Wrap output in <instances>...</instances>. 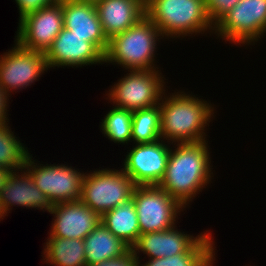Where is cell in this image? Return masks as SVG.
Segmentation results:
<instances>
[{
    "label": "cell",
    "mask_w": 266,
    "mask_h": 266,
    "mask_svg": "<svg viewBox=\"0 0 266 266\" xmlns=\"http://www.w3.org/2000/svg\"><path fill=\"white\" fill-rule=\"evenodd\" d=\"M218 37L234 44H251L266 33V0H240L215 25Z\"/></svg>",
    "instance_id": "obj_8"
},
{
    "label": "cell",
    "mask_w": 266,
    "mask_h": 266,
    "mask_svg": "<svg viewBox=\"0 0 266 266\" xmlns=\"http://www.w3.org/2000/svg\"><path fill=\"white\" fill-rule=\"evenodd\" d=\"M46 70L44 52L25 49L15 42L13 49L0 56V88L9 96L11 91L31 85Z\"/></svg>",
    "instance_id": "obj_11"
},
{
    "label": "cell",
    "mask_w": 266,
    "mask_h": 266,
    "mask_svg": "<svg viewBox=\"0 0 266 266\" xmlns=\"http://www.w3.org/2000/svg\"><path fill=\"white\" fill-rule=\"evenodd\" d=\"M92 266H139V263L130 248L124 255Z\"/></svg>",
    "instance_id": "obj_28"
},
{
    "label": "cell",
    "mask_w": 266,
    "mask_h": 266,
    "mask_svg": "<svg viewBox=\"0 0 266 266\" xmlns=\"http://www.w3.org/2000/svg\"><path fill=\"white\" fill-rule=\"evenodd\" d=\"M34 161L36 160L29 154L24 169H27L35 185L48 197L52 205L80 200L84 172L80 173L72 166L62 164L38 166Z\"/></svg>",
    "instance_id": "obj_9"
},
{
    "label": "cell",
    "mask_w": 266,
    "mask_h": 266,
    "mask_svg": "<svg viewBox=\"0 0 266 266\" xmlns=\"http://www.w3.org/2000/svg\"><path fill=\"white\" fill-rule=\"evenodd\" d=\"M211 233L204 236L187 252L174 256L151 258L141 266H208L215 260V246ZM214 246V247H213ZM139 265V266H140Z\"/></svg>",
    "instance_id": "obj_22"
},
{
    "label": "cell",
    "mask_w": 266,
    "mask_h": 266,
    "mask_svg": "<svg viewBox=\"0 0 266 266\" xmlns=\"http://www.w3.org/2000/svg\"><path fill=\"white\" fill-rule=\"evenodd\" d=\"M160 36V38H159ZM159 29L145 15L126 31L109 40L104 63L121 65L129 70H155L154 57Z\"/></svg>",
    "instance_id": "obj_4"
},
{
    "label": "cell",
    "mask_w": 266,
    "mask_h": 266,
    "mask_svg": "<svg viewBox=\"0 0 266 266\" xmlns=\"http://www.w3.org/2000/svg\"><path fill=\"white\" fill-rule=\"evenodd\" d=\"M176 146L170 150L165 174L158 186L185 208L211 181L210 150L206 140Z\"/></svg>",
    "instance_id": "obj_1"
},
{
    "label": "cell",
    "mask_w": 266,
    "mask_h": 266,
    "mask_svg": "<svg viewBox=\"0 0 266 266\" xmlns=\"http://www.w3.org/2000/svg\"><path fill=\"white\" fill-rule=\"evenodd\" d=\"M20 172L21 175L17 171L10 172L4 186L0 189V203L3 207L4 216L12 210L10 207L13 205L49 212L53 205L48 197L35 185L24 168Z\"/></svg>",
    "instance_id": "obj_17"
},
{
    "label": "cell",
    "mask_w": 266,
    "mask_h": 266,
    "mask_svg": "<svg viewBox=\"0 0 266 266\" xmlns=\"http://www.w3.org/2000/svg\"><path fill=\"white\" fill-rule=\"evenodd\" d=\"M20 142L7 122L0 124V167L10 172L24 168L25 160L30 153Z\"/></svg>",
    "instance_id": "obj_24"
},
{
    "label": "cell",
    "mask_w": 266,
    "mask_h": 266,
    "mask_svg": "<svg viewBox=\"0 0 266 266\" xmlns=\"http://www.w3.org/2000/svg\"><path fill=\"white\" fill-rule=\"evenodd\" d=\"M160 101V128L163 140L175 144L206 140L204 129L214 114L211 104L196 98L195 95H187L184 91L172 93L167 97L164 91Z\"/></svg>",
    "instance_id": "obj_2"
},
{
    "label": "cell",
    "mask_w": 266,
    "mask_h": 266,
    "mask_svg": "<svg viewBox=\"0 0 266 266\" xmlns=\"http://www.w3.org/2000/svg\"><path fill=\"white\" fill-rule=\"evenodd\" d=\"M109 90V100L117 108L140 110L159 104L164 89V80L159 70H128ZM161 74V75H160Z\"/></svg>",
    "instance_id": "obj_7"
},
{
    "label": "cell",
    "mask_w": 266,
    "mask_h": 266,
    "mask_svg": "<svg viewBox=\"0 0 266 266\" xmlns=\"http://www.w3.org/2000/svg\"><path fill=\"white\" fill-rule=\"evenodd\" d=\"M101 222L130 248L140 236L138 216L133 198L105 212L101 216Z\"/></svg>",
    "instance_id": "obj_20"
},
{
    "label": "cell",
    "mask_w": 266,
    "mask_h": 266,
    "mask_svg": "<svg viewBox=\"0 0 266 266\" xmlns=\"http://www.w3.org/2000/svg\"><path fill=\"white\" fill-rule=\"evenodd\" d=\"M49 213L55 214L50 237L83 240L101 222V216L80 200L55 204Z\"/></svg>",
    "instance_id": "obj_14"
},
{
    "label": "cell",
    "mask_w": 266,
    "mask_h": 266,
    "mask_svg": "<svg viewBox=\"0 0 266 266\" xmlns=\"http://www.w3.org/2000/svg\"><path fill=\"white\" fill-rule=\"evenodd\" d=\"M240 0H205L210 21L215 25Z\"/></svg>",
    "instance_id": "obj_26"
},
{
    "label": "cell",
    "mask_w": 266,
    "mask_h": 266,
    "mask_svg": "<svg viewBox=\"0 0 266 266\" xmlns=\"http://www.w3.org/2000/svg\"><path fill=\"white\" fill-rule=\"evenodd\" d=\"M18 24L15 41L25 49L45 53L64 28L62 0L26 14Z\"/></svg>",
    "instance_id": "obj_10"
},
{
    "label": "cell",
    "mask_w": 266,
    "mask_h": 266,
    "mask_svg": "<svg viewBox=\"0 0 266 266\" xmlns=\"http://www.w3.org/2000/svg\"><path fill=\"white\" fill-rule=\"evenodd\" d=\"M8 96L3 90L0 88V124L9 122L7 117V106H8Z\"/></svg>",
    "instance_id": "obj_29"
},
{
    "label": "cell",
    "mask_w": 266,
    "mask_h": 266,
    "mask_svg": "<svg viewBox=\"0 0 266 266\" xmlns=\"http://www.w3.org/2000/svg\"><path fill=\"white\" fill-rule=\"evenodd\" d=\"M48 68L104 64V54L85 38L63 28L44 53Z\"/></svg>",
    "instance_id": "obj_13"
},
{
    "label": "cell",
    "mask_w": 266,
    "mask_h": 266,
    "mask_svg": "<svg viewBox=\"0 0 266 266\" xmlns=\"http://www.w3.org/2000/svg\"><path fill=\"white\" fill-rule=\"evenodd\" d=\"M9 173V170L0 167V189L4 186L5 180Z\"/></svg>",
    "instance_id": "obj_30"
},
{
    "label": "cell",
    "mask_w": 266,
    "mask_h": 266,
    "mask_svg": "<svg viewBox=\"0 0 266 266\" xmlns=\"http://www.w3.org/2000/svg\"><path fill=\"white\" fill-rule=\"evenodd\" d=\"M113 108L102 119V133L114 143L128 144L132 136L133 111L115 106Z\"/></svg>",
    "instance_id": "obj_25"
},
{
    "label": "cell",
    "mask_w": 266,
    "mask_h": 266,
    "mask_svg": "<svg viewBox=\"0 0 266 266\" xmlns=\"http://www.w3.org/2000/svg\"><path fill=\"white\" fill-rule=\"evenodd\" d=\"M86 266L124 255L130 247L109 231L102 222L84 239Z\"/></svg>",
    "instance_id": "obj_19"
},
{
    "label": "cell",
    "mask_w": 266,
    "mask_h": 266,
    "mask_svg": "<svg viewBox=\"0 0 266 266\" xmlns=\"http://www.w3.org/2000/svg\"><path fill=\"white\" fill-rule=\"evenodd\" d=\"M94 4L108 40L145 16V0H99Z\"/></svg>",
    "instance_id": "obj_18"
},
{
    "label": "cell",
    "mask_w": 266,
    "mask_h": 266,
    "mask_svg": "<svg viewBox=\"0 0 266 266\" xmlns=\"http://www.w3.org/2000/svg\"><path fill=\"white\" fill-rule=\"evenodd\" d=\"M145 15L165 39L214 30L205 0H145Z\"/></svg>",
    "instance_id": "obj_3"
},
{
    "label": "cell",
    "mask_w": 266,
    "mask_h": 266,
    "mask_svg": "<svg viewBox=\"0 0 266 266\" xmlns=\"http://www.w3.org/2000/svg\"><path fill=\"white\" fill-rule=\"evenodd\" d=\"M19 10V19L28 13L37 11L42 7L48 6L57 0H15Z\"/></svg>",
    "instance_id": "obj_27"
},
{
    "label": "cell",
    "mask_w": 266,
    "mask_h": 266,
    "mask_svg": "<svg viewBox=\"0 0 266 266\" xmlns=\"http://www.w3.org/2000/svg\"><path fill=\"white\" fill-rule=\"evenodd\" d=\"M64 28L93 43L104 55L109 40L104 34L95 4L77 0H62Z\"/></svg>",
    "instance_id": "obj_15"
},
{
    "label": "cell",
    "mask_w": 266,
    "mask_h": 266,
    "mask_svg": "<svg viewBox=\"0 0 266 266\" xmlns=\"http://www.w3.org/2000/svg\"><path fill=\"white\" fill-rule=\"evenodd\" d=\"M132 179L120 170L101 169L84 174L80 201L102 216L132 198Z\"/></svg>",
    "instance_id": "obj_5"
},
{
    "label": "cell",
    "mask_w": 266,
    "mask_h": 266,
    "mask_svg": "<svg viewBox=\"0 0 266 266\" xmlns=\"http://www.w3.org/2000/svg\"><path fill=\"white\" fill-rule=\"evenodd\" d=\"M43 260L57 266H86L84 240L49 237Z\"/></svg>",
    "instance_id": "obj_21"
},
{
    "label": "cell",
    "mask_w": 266,
    "mask_h": 266,
    "mask_svg": "<svg viewBox=\"0 0 266 266\" xmlns=\"http://www.w3.org/2000/svg\"><path fill=\"white\" fill-rule=\"evenodd\" d=\"M214 260L208 265V266H213Z\"/></svg>",
    "instance_id": "obj_33"
},
{
    "label": "cell",
    "mask_w": 266,
    "mask_h": 266,
    "mask_svg": "<svg viewBox=\"0 0 266 266\" xmlns=\"http://www.w3.org/2000/svg\"><path fill=\"white\" fill-rule=\"evenodd\" d=\"M77 1L96 3L99 0H77Z\"/></svg>",
    "instance_id": "obj_32"
},
{
    "label": "cell",
    "mask_w": 266,
    "mask_h": 266,
    "mask_svg": "<svg viewBox=\"0 0 266 266\" xmlns=\"http://www.w3.org/2000/svg\"><path fill=\"white\" fill-rule=\"evenodd\" d=\"M175 227L164 231L140 234L136 243L131 247L138 263L140 264L138 256L140 251L150 259L187 253L204 236L202 233L196 237L184 234Z\"/></svg>",
    "instance_id": "obj_16"
},
{
    "label": "cell",
    "mask_w": 266,
    "mask_h": 266,
    "mask_svg": "<svg viewBox=\"0 0 266 266\" xmlns=\"http://www.w3.org/2000/svg\"><path fill=\"white\" fill-rule=\"evenodd\" d=\"M169 147L163 139L153 143L135 144L126 155L124 167L121 169L136 186L158 185L165 174L171 150Z\"/></svg>",
    "instance_id": "obj_12"
},
{
    "label": "cell",
    "mask_w": 266,
    "mask_h": 266,
    "mask_svg": "<svg viewBox=\"0 0 266 266\" xmlns=\"http://www.w3.org/2000/svg\"><path fill=\"white\" fill-rule=\"evenodd\" d=\"M3 217H4V211H3V207H2V205L0 203V219L1 218L3 219Z\"/></svg>",
    "instance_id": "obj_31"
},
{
    "label": "cell",
    "mask_w": 266,
    "mask_h": 266,
    "mask_svg": "<svg viewBox=\"0 0 266 266\" xmlns=\"http://www.w3.org/2000/svg\"><path fill=\"white\" fill-rule=\"evenodd\" d=\"M132 198L140 234L173 228L176 224L175 218L184 208L158 185L135 186Z\"/></svg>",
    "instance_id": "obj_6"
},
{
    "label": "cell",
    "mask_w": 266,
    "mask_h": 266,
    "mask_svg": "<svg viewBox=\"0 0 266 266\" xmlns=\"http://www.w3.org/2000/svg\"><path fill=\"white\" fill-rule=\"evenodd\" d=\"M161 139L159 104L133 111L131 141L136 144H144Z\"/></svg>",
    "instance_id": "obj_23"
}]
</instances>
